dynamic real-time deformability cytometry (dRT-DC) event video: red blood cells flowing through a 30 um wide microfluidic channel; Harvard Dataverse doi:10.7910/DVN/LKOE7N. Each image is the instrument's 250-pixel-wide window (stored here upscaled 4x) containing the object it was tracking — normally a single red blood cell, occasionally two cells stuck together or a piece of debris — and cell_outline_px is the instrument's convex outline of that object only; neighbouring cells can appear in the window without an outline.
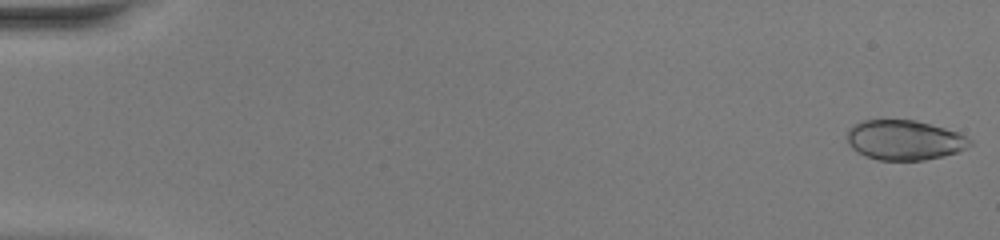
{"species": "common noctule bat (a hibernating species)", "species_latin": "Nyctalus noctula", "temperature_condition": "warm", "stored_images_in_passage": 49, "camera_frame_rate_fps": 3000, "um_per_image_px": 0.085, "animal": {"sex": "female", "body_mass_g": 20.0, "forearm_length_mm": 54.0}, "frame": {"image": 1, "passage_image": 1, "time_ms": 0.0, "image_size_px": [1000, 240], "cell_outline_px": [[972, 144], [968, 148], [944, 156], [924, 160], [876, 160], [864, 156], [856, 152], [848, 144], [848, 128], [852, 124], [864, 120], [916, 120], [944, 128], [956, 132], [972, 140]], "centroid_in_image_um": [76.85, 11.91], "position_along_channel_um": 8.2, "area_um2": 28.67}}
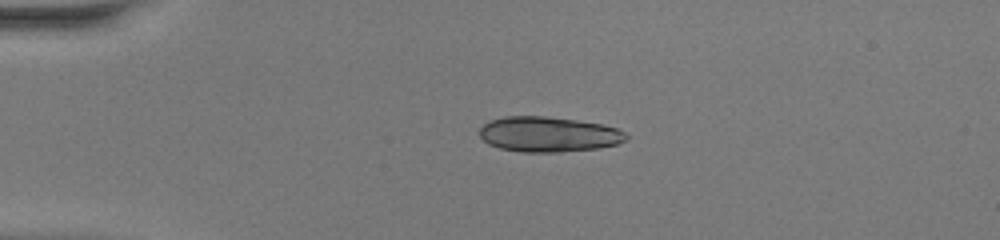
{"frame": {"image": 2, "passage_image": 12, "time_ms": 3.667, "image_size_px": [1000, 240], "cell_outline_px": [[628, 140], [616, 144], [600, 148], [560, 152], [520, 152], [500, 148], [488, 144], [480, 136], [480, 128], [488, 120], [504, 116], [544, 116], [576, 120], [604, 124], [616, 128], [624, 132], [628, 136]], "centroid_in_image_um": [46.62, 11.41], "position_along_channel_um": 38.4, "area_um2": 30.29}}